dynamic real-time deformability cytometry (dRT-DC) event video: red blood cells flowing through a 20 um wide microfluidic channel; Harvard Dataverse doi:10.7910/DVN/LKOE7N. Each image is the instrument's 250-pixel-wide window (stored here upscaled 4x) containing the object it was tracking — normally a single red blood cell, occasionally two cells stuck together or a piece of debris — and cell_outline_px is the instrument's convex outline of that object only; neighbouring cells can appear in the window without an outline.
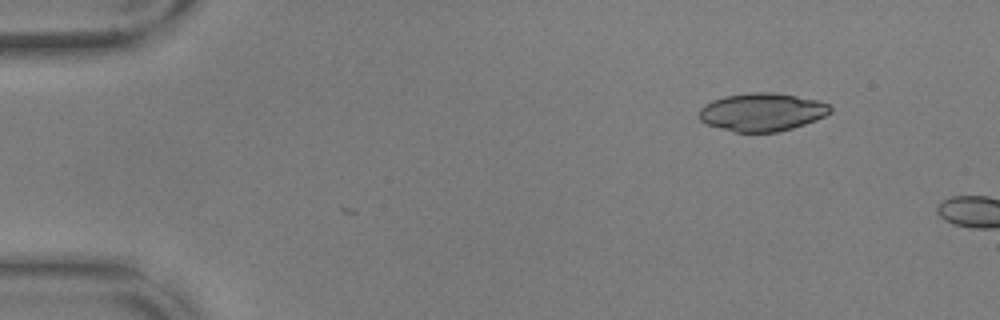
{"species": "common noctule bat (a hibernating species)", "species_latin": "Nyctalus noctula", "temperature_condition": "warm", "stored_images_in_passage": 4, "camera_frame_rate_fps": 3000, "um_per_image_px": 0.085, "animal": {"sex": "male", "body_mass_g": 17.9, "forearm_length_mm": 54.2}, "frame": {"image": 1, "passage_image": 1, "time_ms": 0.0, "image_size_px": [1000, 320], "cell_outline_px": [[832, 112], [816, 120], [792, 128], [776, 132], [736, 132], [720, 128], [708, 124], [700, 120], [700, 108], [704, 104], [712, 100], [724, 96], [748, 92], [776, 92], [816, 100], [828, 104], [832, 108]], "centroid_in_image_um": [64.77, 9.51], "position_along_channel_um": 20.2, "area_um2": 29.07}}